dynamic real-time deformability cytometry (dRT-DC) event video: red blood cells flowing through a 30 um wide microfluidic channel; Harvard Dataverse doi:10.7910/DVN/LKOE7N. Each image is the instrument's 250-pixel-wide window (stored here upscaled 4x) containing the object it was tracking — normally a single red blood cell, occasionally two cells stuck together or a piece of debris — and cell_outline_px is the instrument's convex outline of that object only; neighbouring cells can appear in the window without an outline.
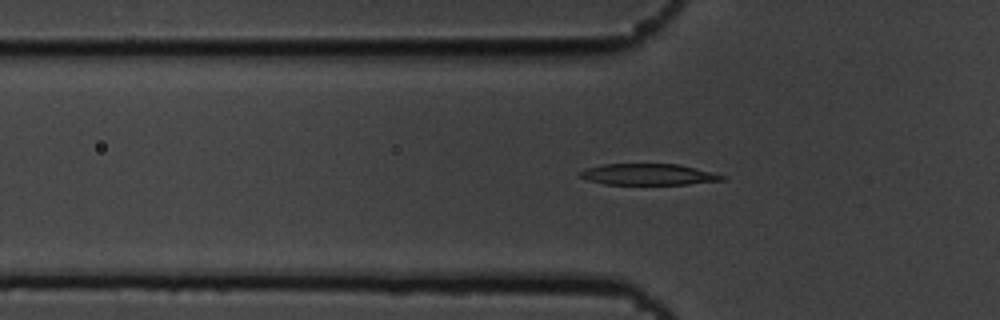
{"species": "common noctule bat (a hibernating species)", "species_latin": "Nyctalus noctula", "temperature_condition": "cold", "stored_images_in_passage": 39, "camera_frame_rate_fps": 3000, "um_per_image_px": 0.085, "animal": {"sex": "male", "body_mass_g": 19.5, "forearm_length_mm": 54.6}, "frame": {"image": 1, "passage_image": 7, "time_ms": 2.0, "image_size_px": [1000, 320], "cell_outline_px": [[728, 176], [724, 180], [688, 184], [604, 184], [588, 180], [580, 176], [580, 172], [584, 168], [604, 164], [680, 164]], "centroid_in_image_um": [55.13, 14.82], "position_along_channel_um": 70.7, "area_um2": 17.57}}
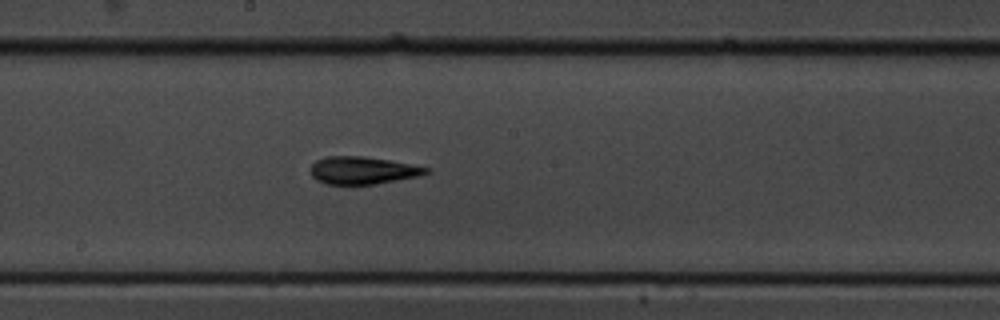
{"frame": {"image": 2, "passage_image": 19, "time_ms": 6.0, "image_size_px": [1000, 320], "cell_outline_px": [[428, 172], [420, 176], [376, 184], [328, 184], [316, 180], [312, 176], [312, 164], [316, 160], [328, 156], [364, 156], [388, 160], [428, 168]], "centroid_in_image_um": [30.81, 14.48], "position_along_channel_um": 217.4, "area_um2": 18.26}}
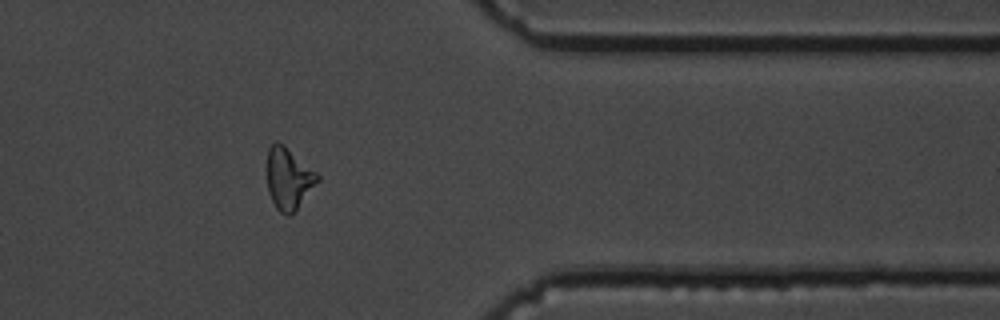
{"frame": {"image": 3, "passage_image": 34, "time_ms": 11.0, "image_size_px": [1000, 320], "cell_outline_px": [[320, 180], [296, 208], [288, 216], [280, 212], [276, 208], [268, 192], [268, 148], [276, 140], [284, 144], [316, 172], [320, 176]], "centroid_in_image_um": [24.53, 15.15], "position_along_channel_um": 386.9, "area_um2": 17.8}}